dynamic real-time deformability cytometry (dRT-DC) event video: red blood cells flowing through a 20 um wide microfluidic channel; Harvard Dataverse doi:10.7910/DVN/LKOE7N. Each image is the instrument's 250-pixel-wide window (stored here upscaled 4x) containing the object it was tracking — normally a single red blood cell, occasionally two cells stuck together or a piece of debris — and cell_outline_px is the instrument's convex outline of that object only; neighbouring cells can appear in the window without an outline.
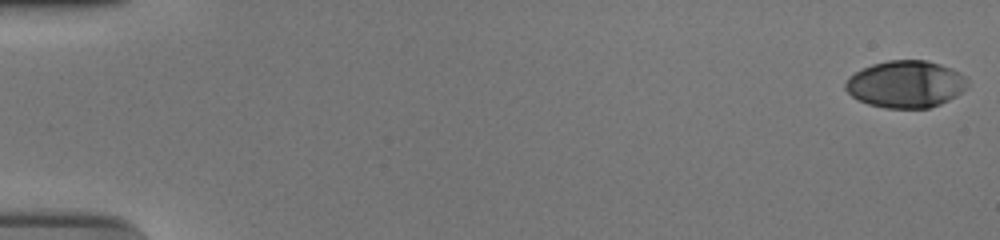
{"species": "human", "species_latin": "Homo sapiens", "temperature_condition": "cold", "stored_images_in_passage": 56, "camera_frame_rate_fps": 3000, "um_per_image_px": 0.085, "donor": {"sex": "male"}, "frame": {"image": 1, "passage_image": 1, "time_ms": 0.0, "image_size_px": [1000, 240], "cell_outline_px": [[968, 84], [956, 96], [940, 104], [928, 108], [884, 108], [868, 104], [852, 96], [844, 88], [844, 84], [848, 76], [872, 64], [888, 60], [928, 60], [952, 68], [968, 76]], "centroid_in_image_um": [77.0, 7.14], "position_along_channel_um": 8.0, "area_um2": 33.64}}
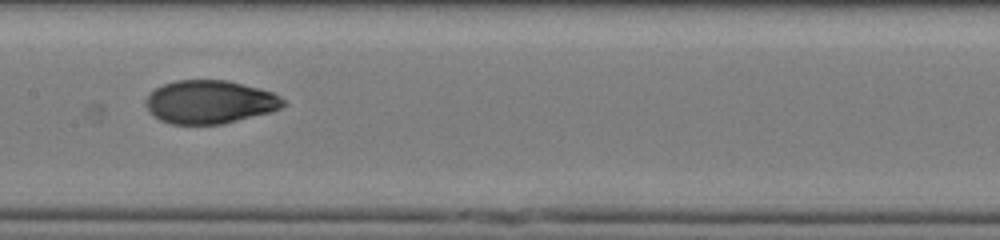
{"frame": {"image": 2, "passage_image": 30, "time_ms": 9.667, "image_size_px": [1000, 240], "cell_outline_px": [[288, 104], [272, 112], [224, 124], [172, 124], [160, 120], [148, 112], [144, 104], [144, 100], [148, 92], [164, 84], [176, 80], [228, 80], [260, 88], [272, 92], [280, 96]], "centroid_in_image_um": [17.82, 8.67], "position_along_channel_um": 189.6, "area_um2": 35.2}}
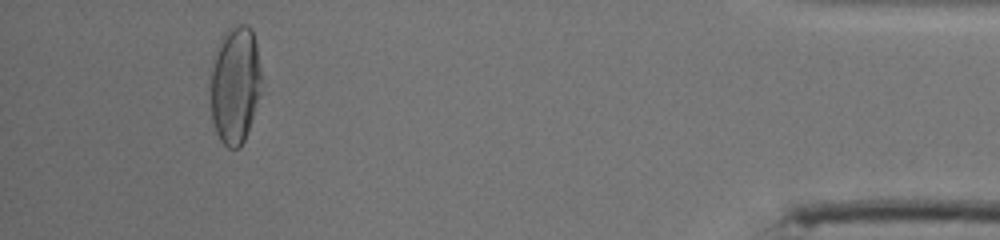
{"frame": {"image": 3, "passage_image": 53, "time_ms": 17.333, "image_size_px": [1000, 240], "cell_outline_px": [[260, 96], [244, 140], [240, 148], [228, 148], [220, 140], [216, 132], [212, 120], [208, 88], [208, 84], [212, 64], [216, 52], [224, 32], [228, 28], [236, 24], [248, 24], [252, 28], [256, 44], [260, 68]], "centroid_in_image_um": [19.95, 7.21], "position_along_channel_um": 415.3, "area_um2": 35.43}, "authors_computed_cell_mechanics": {"area_um2": 34.3043, "velocity_mm_per_s": 3.7013, "shape_relaxation_time_tau1_ms": 5.6924, "shape_relaxation_time_tau2_ms": 1.3807, "deformation_change_tau1": 0.2212, "deformation_change_tau2": 0.0406}}